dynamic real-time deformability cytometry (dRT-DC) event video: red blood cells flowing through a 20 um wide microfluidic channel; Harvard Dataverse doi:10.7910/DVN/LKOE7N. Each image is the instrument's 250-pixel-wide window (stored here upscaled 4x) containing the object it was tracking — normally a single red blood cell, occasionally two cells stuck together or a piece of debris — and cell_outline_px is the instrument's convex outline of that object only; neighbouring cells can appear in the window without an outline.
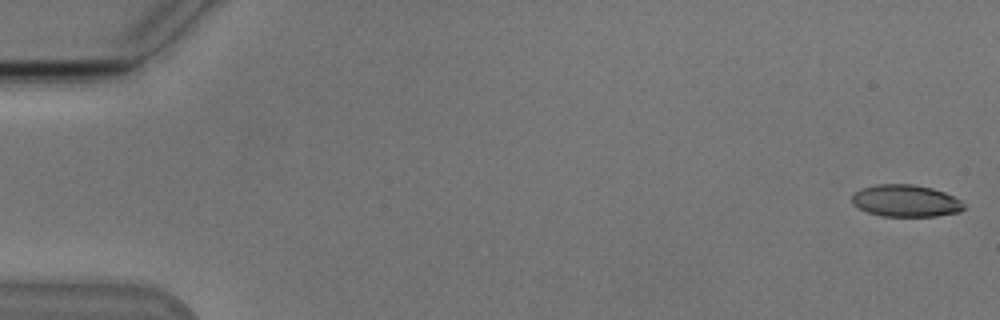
{"species": "Egyptian fruit bat (a non-hibernating species)", "species_latin": "Rousettus aegyptiacus", "temperature_condition": "cold", "stored_images_in_passage": 17, "camera_frame_rate_fps": 3000, "um_per_image_px": 0.085, "animal": {"sex": "male"}, "frame": {"image": 1, "passage_image": 1, "time_ms": 0.0, "image_size_px": [1000, 320], "cell_outline_px": [[964, 208], [960, 212], [936, 216], [880, 216], [868, 212], [852, 204], [852, 192], [860, 188], [876, 184], [912, 184], [932, 188], [944, 192], [960, 200], [964, 204]], "centroid_in_image_um": [76.95, 17.06], "position_along_channel_um": 8.0, "area_um2": 20.98}}
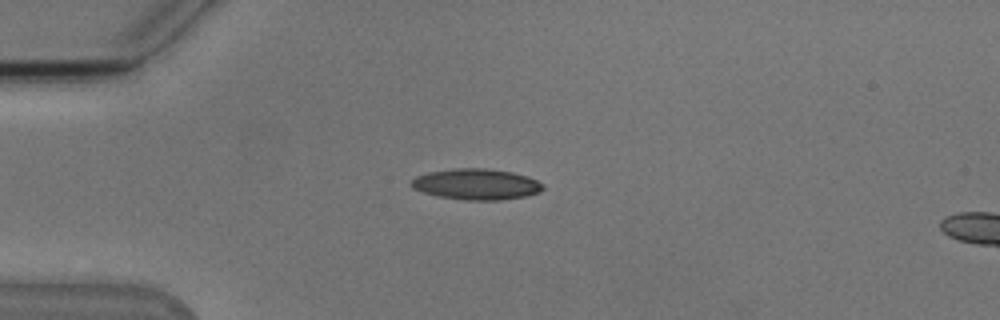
{"frame": {"image": 2, "passage_image": 14, "time_ms": 4.333, "image_size_px": [1000, 320], "cell_outline_px": [[544, 188], [540, 192], [524, 196], [500, 200], [464, 200], [436, 196], [412, 188], [408, 184], [416, 176], [428, 172], [452, 168], [484, 168], [512, 172], [536, 180], [544, 184]], "centroid_in_image_um": [40.45, 15.66], "position_along_channel_um": 44.6, "area_um2": 23.76}}